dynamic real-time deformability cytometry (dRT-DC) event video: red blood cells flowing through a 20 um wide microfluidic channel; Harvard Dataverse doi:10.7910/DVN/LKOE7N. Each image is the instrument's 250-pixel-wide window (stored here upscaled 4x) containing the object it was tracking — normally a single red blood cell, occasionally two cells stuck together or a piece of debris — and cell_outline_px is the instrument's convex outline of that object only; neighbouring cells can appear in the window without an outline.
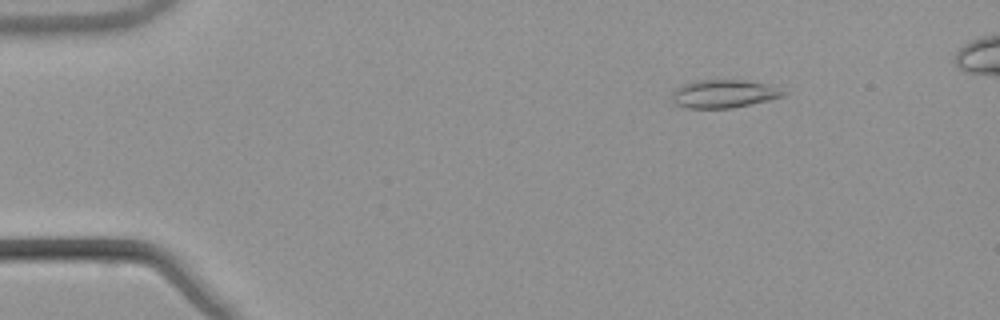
{"species": "common noctule bat (a hibernating species)", "species_latin": "Nyctalus noctula", "temperature_condition": "warm", "stored_images_in_passage": 52, "camera_frame_rate_fps": 3000, "um_per_image_px": 0.085, "animal": {"sex": "male", "body_mass_g": 21.5, "forearm_length_mm": 52.0}, "frame": {"image": 1, "passage_image": 8, "time_ms": 2.333, "image_size_px": [1000, 320], "cell_outline_px": [[788, 92], [784, 96], [768, 100], [732, 108], [688, 108], [672, 104], [672, 96], [676, 88], [692, 80], [744, 80], [768, 84]], "centroid_in_image_um": [61.51, 7.97], "position_along_channel_um": 23.5, "area_um2": 18.32}}
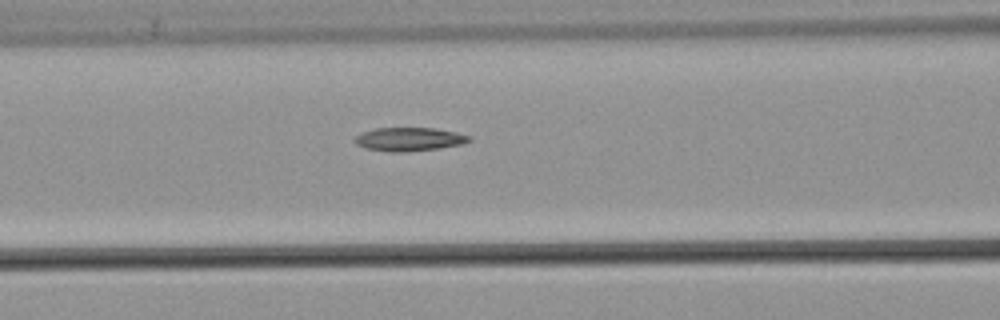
{"frame": {"image": 2, "passage_image": 23, "time_ms": 7.333, "image_size_px": [1000, 320], "cell_outline_px": [[472, 140], [460, 144], [436, 148], [404, 152], [388, 152], [364, 148], [356, 144], [352, 140], [360, 132], [376, 128], [436, 128], [456, 132], [472, 136]], "centroid_in_image_um": [34.73, 11.83], "position_along_channel_um": 131.9, "area_um2": 15.78}}
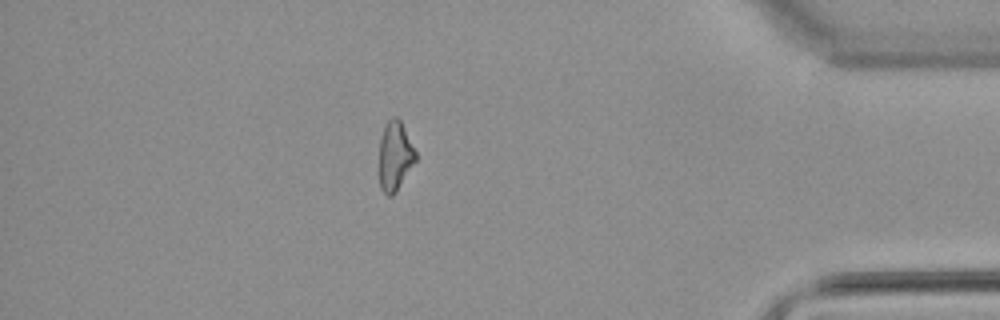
{"frame": {"image": 3, "passage_image": 47, "time_ms": 15.333, "image_size_px": [1000, 320], "cell_outline_px": [[416, 160], [396, 192], [392, 196], [388, 196], [380, 188], [380, 136], [388, 120], [392, 116], [396, 116], [400, 120], [416, 152]], "centroid_in_image_um": [33.57, 13.26], "position_along_channel_um": 401.6, "area_um2": 14.51}}